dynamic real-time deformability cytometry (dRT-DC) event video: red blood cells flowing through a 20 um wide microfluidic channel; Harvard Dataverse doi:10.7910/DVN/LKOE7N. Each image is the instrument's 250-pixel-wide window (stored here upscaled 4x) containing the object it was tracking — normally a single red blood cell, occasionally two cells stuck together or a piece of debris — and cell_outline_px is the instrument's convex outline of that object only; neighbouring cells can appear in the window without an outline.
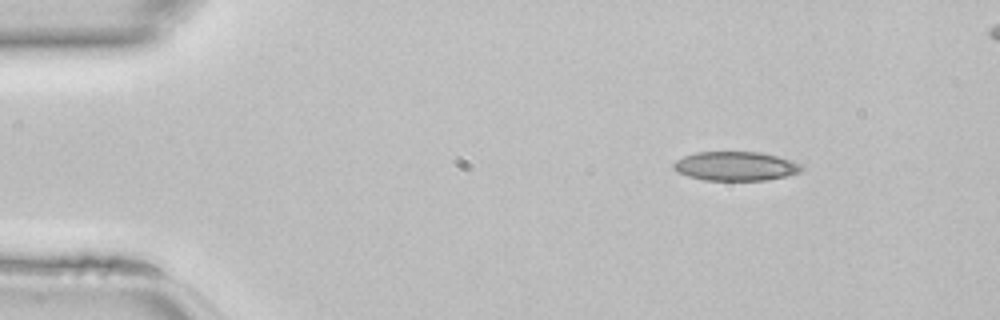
{"species": "common noctule bat (a hibernating species)", "species_latin": "Nyctalus noctula", "temperature_condition": "room temperature", "stored_images_in_passage": 41, "camera_frame_rate_fps": 3000, "um_per_image_px": 0.085, "animal": {"sex": "female", "body_mass_g": 22.7, "forearm_length_mm": 54.2}, "frame": {"image": 1, "passage_image": 1, "time_ms": 0.0, "image_size_px": [1000, 320], "cell_outline_px": [[804, 168], [800, 172], [768, 180], [704, 180], [688, 176], [676, 172], [672, 168], [672, 164], [676, 160], [684, 156], [696, 152], [760, 152], [792, 160], [800, 164]], "centroid_in_image_um": [62.5, 14.12], "position_along_channel_um": 22.5, "area_um2": 21.73}}
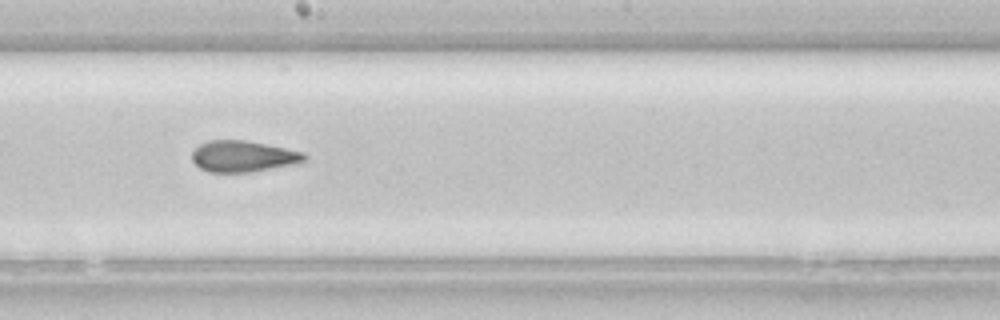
{"frame": {"image": 2, "passage_image": 20, "time_ms": 6.333, "image_size_px": [1000, 320], "cell_outline_px": [[308, 160], [304, 164], [248, 172], [208, 172], [200, 168], [192, 160], [192, 152], [200, 144], [208, 140], [244, 140], [304, 152], [308, 156]], "centroid_in_image_um": [20.75, 13.3], "position_along_channel_um": 227.5, "area_um2": 20.75}}
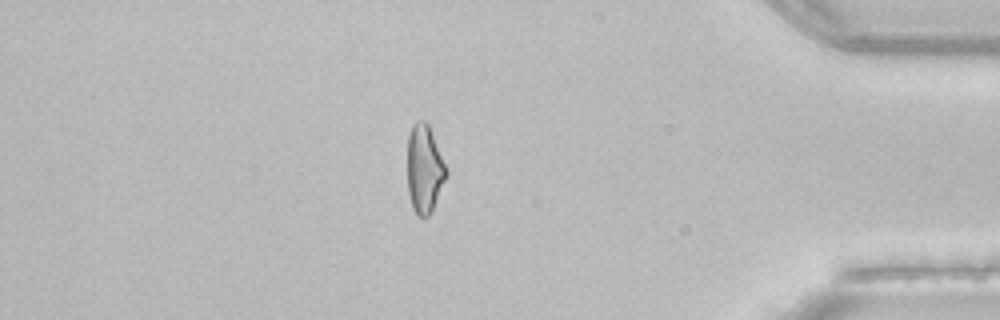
{"frame": {"image": 3, "passage_image": 34, "time_ms": 11.0, "image_size_px": [1000, 320], "cell_outline_px": [[448, 176], [432, 212], [424, 220], [416, 216], [412, 208], [408, 192], [408, 136], [412, 124], [416, 120], [424, 120], [428, 124], [432, 132], [448, 168]], "centroid_in_image_um": [36.1, 14.41], "position_along_channel_um": 399.1, "area_um2": 20.63}}